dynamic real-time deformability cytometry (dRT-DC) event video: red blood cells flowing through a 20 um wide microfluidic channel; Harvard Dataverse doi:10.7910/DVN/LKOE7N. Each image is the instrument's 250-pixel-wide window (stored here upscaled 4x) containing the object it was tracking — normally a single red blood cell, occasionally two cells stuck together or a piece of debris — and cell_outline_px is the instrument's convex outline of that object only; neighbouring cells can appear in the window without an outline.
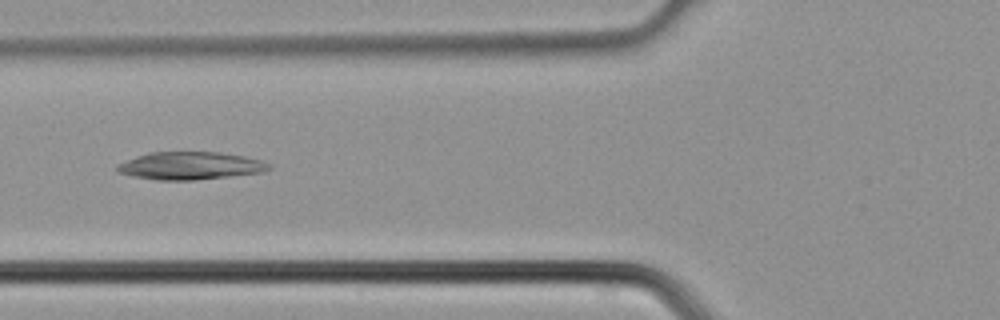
{"species": "common noctule bat (a hibernating species)", "species_latin": "Nyctalus noctula", "temperature_condition": "cold", "stored_images_in_passage": 4, "camera_frame_rate_fps": 3000, "um_per_image_px": 0.085, "animal": {"sex": "male", "body_mass_g": 21.5, "forearm_length_mm": 52.0}, "frame": {"image": 1, "passage_image": 4, "time_ms": 1.0, "image_size_px": [1000, 320], "cell_outline_px": [[272, 168], [264, 172], [196, 180], [156, 180], [132, 176], [120, 172], [116, 168], [116, 164], [136, 156], [148, 152], [220, 152], [244, 156], [260, 160], [272, 164]], "centroid_in_image_um": [16.19, 14.09], "position_along_channel_um": 109.6, "area_um2": 24.62}}